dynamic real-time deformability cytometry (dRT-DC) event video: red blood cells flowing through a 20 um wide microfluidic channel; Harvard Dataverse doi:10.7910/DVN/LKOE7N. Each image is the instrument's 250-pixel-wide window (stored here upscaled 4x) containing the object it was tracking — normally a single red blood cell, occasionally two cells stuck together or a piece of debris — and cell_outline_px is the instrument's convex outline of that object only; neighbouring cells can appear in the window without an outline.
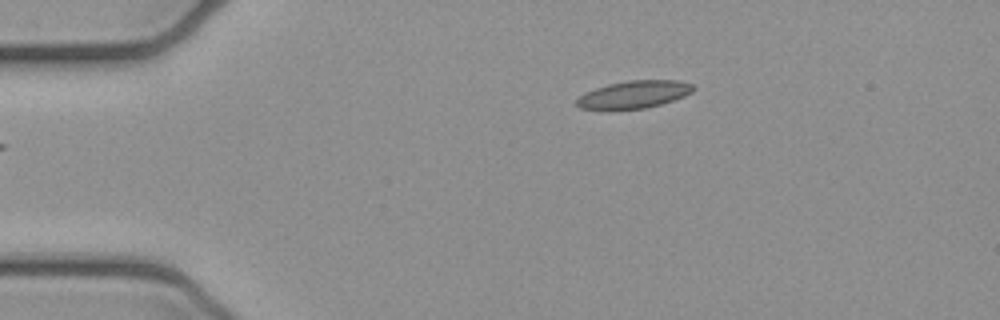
{"species": "common noctule bat (a hibernating species)", "species_latin": "Nyctalus noctula", "temperature_condition": "cold", "stored_images_in_passage": 3, "camera_frame_rate_fps": 3000, "um_per_image_px": 0.085, "animal": {"sex": "female", "body_mass_g": 21.9}, "frame": {"image": 1, "passage_image": 3, "time_ms": 0.667, "image_size_px": [1000, 320], "cell_outline_px": [[696, 88], [692, 92], [684, 96], [660, 104], [644, 108], [612, 112], [608, 112], [580, 108], [576, 104], [576, 100], [584, 92], [608, 84], [628, 80], [680, 80], [692, 84]], "centroid_in_image_um": [53.83, 8.06], "position_along_channel_um": 31.2, "area_um2": 19.31}}